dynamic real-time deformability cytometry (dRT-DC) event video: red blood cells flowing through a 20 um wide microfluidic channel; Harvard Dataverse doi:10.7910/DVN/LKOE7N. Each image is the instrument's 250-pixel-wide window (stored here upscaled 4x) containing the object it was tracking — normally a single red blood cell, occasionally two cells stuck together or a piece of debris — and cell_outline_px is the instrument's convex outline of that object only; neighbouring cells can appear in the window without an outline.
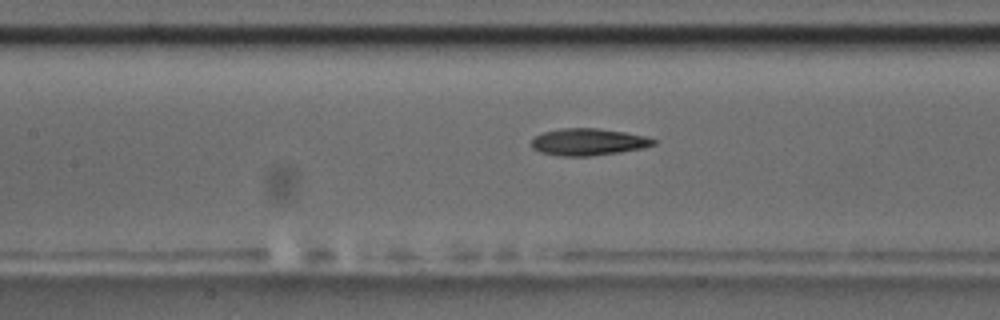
{"species": "common noctule bat (a hibernating species)", "species_latin": "Nyctalus noctula", "temperature_condition": "room temperature", "stored_images_in_passage": 17, "camera_frame_rate_fps": 3000, "um_per_image_px": 0.085, "animal": {"sex": "male", "body_mass_g": 17.5, "forearm_length_mm": 52.3}, "frame": {"image": 1, "passage_image": 14, "time_ms": 4.333, "image_size_px": [1000, 320], "cell_outline_px": [[656, 144], [644, 148], [620, 152], [588, 156], [560, 156], [540, 152], [532, 148], [532, 140], [536, 136], [544, 132], [560, 128], [596, 128], [624, 132], [644, 136], [656, 140]], "centroid_in_image_um": [50.0, 12.07], "position_along_channel_um": 157.4, "area_um2": 19.07}}